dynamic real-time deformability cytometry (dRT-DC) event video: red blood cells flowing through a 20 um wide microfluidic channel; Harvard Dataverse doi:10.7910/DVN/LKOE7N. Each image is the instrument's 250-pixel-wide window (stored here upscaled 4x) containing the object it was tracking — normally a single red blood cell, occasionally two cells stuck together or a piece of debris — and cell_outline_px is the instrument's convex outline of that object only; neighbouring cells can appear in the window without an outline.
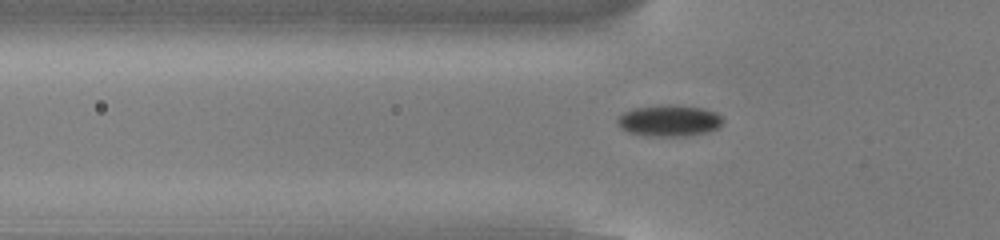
{"species": "common noctule bat (a hibernating species)", "species_latin": "Nyctalus noctula", "temperature_condition": "cold", "stored_images_in_passage": 50, "camera_frame_rate_fps": 3000, "um_per_image_px": 0.085, "animal": {"sex": "male", "body_mass_g": 13.0, "forearm_length_mm": 53.1}, "frame": {"image": 1, "passage_image": 14, "time_ms": 4.333, "image_size_px": [1000, 240], "cell_outline_px": [[724, 120], [720, 128], [708, 132], [684, 136], [648, 136], [628, 132], [620, 128], [616, 120], [624, 112], [636, 108], [668, 104], [704, 108], [716, 112]], "centroid_in_image_um": [56.91, 10.26], "position_along_channel_um": 68.9, "area_um2": 19.36}}
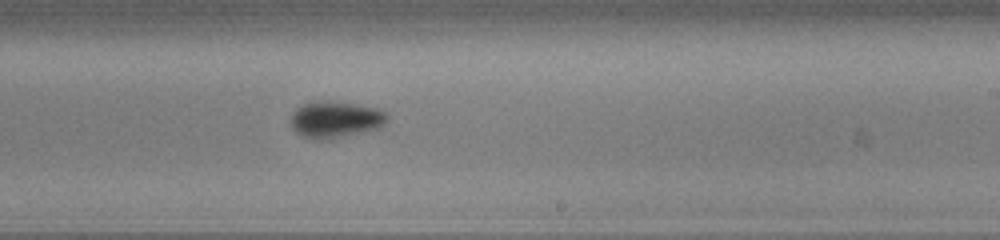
{"frame": {"image": 2, "passage_image": 29, "time_ms": 9.333, "image_size_px": [1000, 240], "cell_outline_px": [[388, 116], [384, 124], [380, 128], [332, 140], [312, 140], [300, 136], [292, 128], [288, 120], [292, 112], [296, 108], [304, 104], [316, 100], [324, 100], [352, 104], [376, 108], [384, 112]], "centroid_in_image_um": [28.44, 10.19], "position_along_channel_um": 260.6, "area_um2": 21.04}}
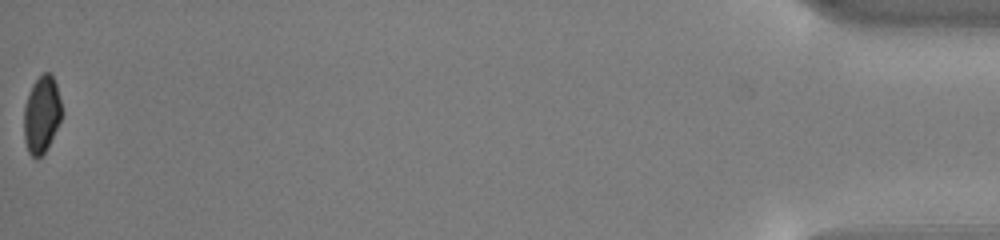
{"frame": {"image": 3, "passage_image": 50, "time_ms": 16.333, "image_size_px": [1000, 240], "cell_outline_px": [[60, 120], [44, 152], [36, 160], [28, 152], [24, 140], [24, 108], [32, 84], [44, 72], [48, 72], [52, 76], [56, 84], [60, 100]], "centroid_in_image_um": [3.5, 9.74], "position_along_channel_um": 431.7, "area_um2": 16.47}, "authors_computed_cell_mechanics": {"area_um2": 18.5538, "velocity_mm_per_s": 3.8411, "shape_relaxation_time_tau1_ms": 2.7658, "shape_relaxation_time_tau2_ms": null, "deformation_change_tau1": 0.0644, "deformation_change_tau2": null}}